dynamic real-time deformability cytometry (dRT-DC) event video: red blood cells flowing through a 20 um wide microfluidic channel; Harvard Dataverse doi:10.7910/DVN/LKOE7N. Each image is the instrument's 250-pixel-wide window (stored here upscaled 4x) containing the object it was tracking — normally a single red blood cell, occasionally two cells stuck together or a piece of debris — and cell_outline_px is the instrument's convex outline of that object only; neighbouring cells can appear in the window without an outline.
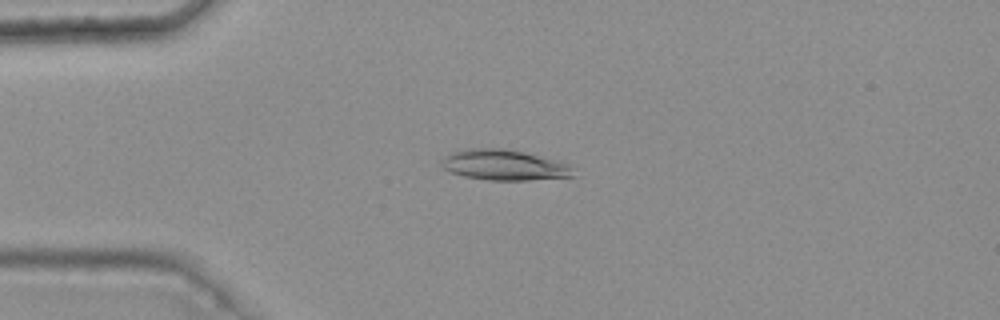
{"species": "common noctule bat (a hibernating species)", "species_latin": "Nyctalus noctula", "temperature_condition": "warm", "stored_images_in_passage": 4, "camera_frame_rate_fps": 3000, "um_per_image_px": 0.085, "animal": {"sex": "female", "body_mass_g": 25.1}, "frame": {"image": 1, "passage_image": 3, "time_ms": 0.667, "image_size_px": [1000, 320], "cell_outline_px": [[576, 176], [528, 180], [488, 180], [464, 176], [452, 172], [444, 168], [440, 164], [440, 160], [444, 156], [452, 152], [464, 148], [504, 148], [524, 152], [568, 164], [572, 168]], "centroid_in_image_um": [42.81, 14.02], "position_along_channel_um": 42.2, "area_um2": 23.41}}